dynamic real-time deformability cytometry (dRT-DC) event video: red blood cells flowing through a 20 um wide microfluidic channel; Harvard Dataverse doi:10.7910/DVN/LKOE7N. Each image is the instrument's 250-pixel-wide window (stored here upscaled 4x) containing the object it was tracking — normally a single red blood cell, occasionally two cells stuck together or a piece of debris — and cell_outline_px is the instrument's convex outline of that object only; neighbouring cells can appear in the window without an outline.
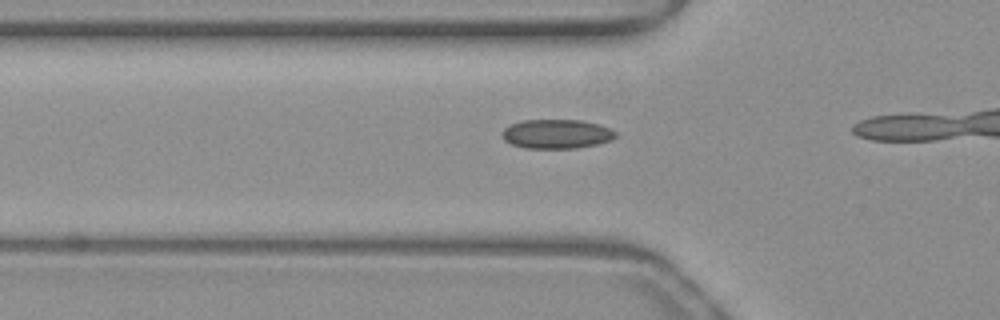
{"species": "common noctule bat (a hibernating species)", "species_latin": "Nyctalus noctula", "temperature_condition": "warm", "stored_images_in_passage": 15, "camera_frame_rate_fps": 3000, "um_per_image_px": 0.085, "animal": {"sex": "female", "body_mass_g": 19.3, "forearm_length_mm": 54.1}, "frame": {"image": 1, "passage_image": 13, "time_ms": 4.0, "image_size_px": [1000, 320], "cell_outline_px": [[616, 136], [612, 140], [596, 144], [576, 148], [524, 148], [512, 144], [504, 140], [500, 136], [500, 132], [508, 124], [520, 120], [580, 120], [600, 124], [612, 128], [616, 132]], "centroid_in_image_um": [47.28, 11.37], "position_along_channel_um": 78.5, "area_um2": 19.65}}